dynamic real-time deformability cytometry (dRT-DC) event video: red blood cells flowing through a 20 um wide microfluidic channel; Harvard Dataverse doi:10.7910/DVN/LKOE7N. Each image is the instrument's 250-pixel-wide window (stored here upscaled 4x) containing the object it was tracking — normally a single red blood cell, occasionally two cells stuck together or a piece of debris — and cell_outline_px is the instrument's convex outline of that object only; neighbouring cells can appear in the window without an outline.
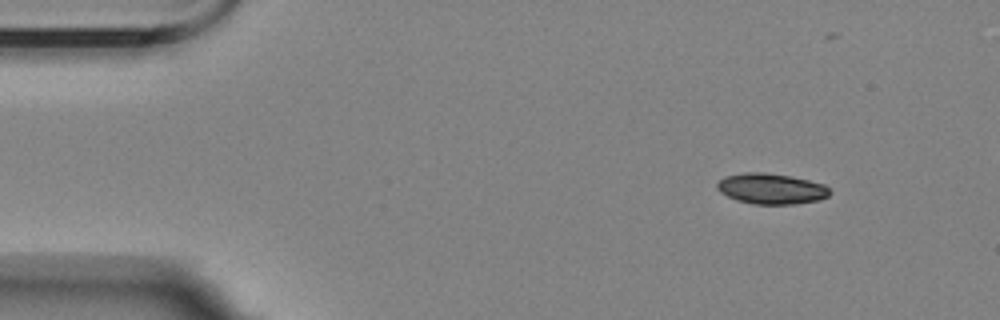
{"species": "Egyptian fruit bat (a non-hibernating species)", "species_latin": "Rousettus aegyptiacus", "temperature_condition": "room temperature", "stored_images_in_passage": 5, "camera_frame_rate_fps": 3000, "um_per_image_px": 0.085, "animal": {"sex": "female"}, "frame": {"image": 1, "passage_image": 1, "time_ms": 0.0, "image_size_px": [1000, 320], "cell_outline_px": [[832, 192], [828, 196], [820, 200], [796, 204], [752, 204], [736, 200], [720, 192], [716, 188], [716, 184], [724, 176], [744, 172], [764, 172], [792, 176], [824, 184]], "centroid_in_image_um": [65.55, 16.04], "position_along_channel_um": 19.4, "area_um2": 20.35}}